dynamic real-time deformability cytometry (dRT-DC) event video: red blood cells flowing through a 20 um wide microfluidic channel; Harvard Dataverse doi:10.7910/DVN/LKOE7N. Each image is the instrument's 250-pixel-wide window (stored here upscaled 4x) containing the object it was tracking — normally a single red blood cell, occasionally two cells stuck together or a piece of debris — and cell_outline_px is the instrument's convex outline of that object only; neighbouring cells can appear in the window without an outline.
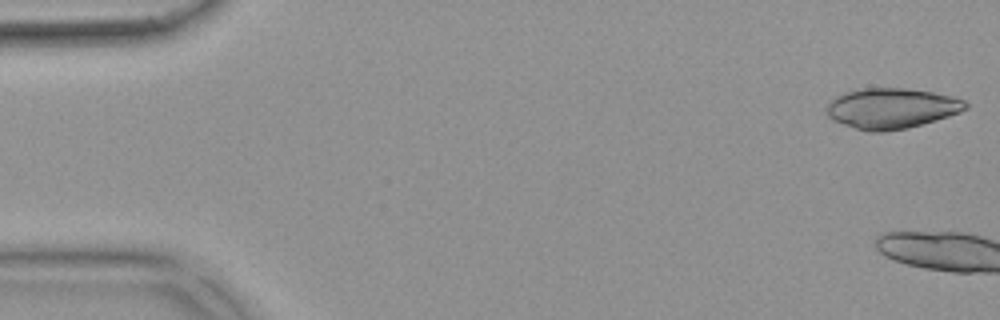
{"species": "common noctule bat (a hibernating species)", "species_latin": "Nyctalus noctula", "temperature_condition": "warm", "stored_images_in_passage": 3, "camera_frame_rate_fps": 3000, "um_per_image_px": 0.085, "animal": {"sex": "female", "body_mass_g": 18.4}, "frame": {"image": 1, "passage_image": 1, "time_ms": 0.0, "image_size_px": [1000, 320], "cell_outline_px": [[968, 108], [960, 112], [936, 120], [908, 128], [884, 132], [868, 132], [832, 120], [828, 116], [828, 104], [836, 96], [844, 92], [864, 88], [904, 88], [932, 92], [952, 96], [964, 100], [968, 104]], "centroid_in_image_um": [75.79, 9.21], "position_along_channel_um": 9.2, "area_um2": 32.66}}